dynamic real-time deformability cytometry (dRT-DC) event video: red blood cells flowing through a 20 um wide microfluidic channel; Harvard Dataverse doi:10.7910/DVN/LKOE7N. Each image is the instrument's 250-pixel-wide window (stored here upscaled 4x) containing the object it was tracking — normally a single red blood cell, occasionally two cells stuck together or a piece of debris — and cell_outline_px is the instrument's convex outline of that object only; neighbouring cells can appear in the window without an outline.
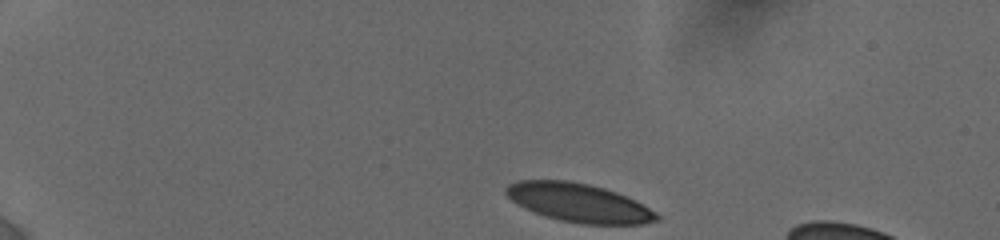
{"species": "human", "species_latin": "Homo sapiens", "temperature_condition": "cold", "stored_images_in_passage": 15, "camera_frame_rate_fps": 3000, "um_per_image_px": 0.085, "donor": {"sex": "female"}, "frame": {"image": 1, "passage_image": 1, "time_ms": 0.0, "image_size_px": [1000, 240], "cell_outline_px": [[660, 220], [644, 224], [584, 224], [560, 220], [544, 216], [524, 208], [512, 200], [504, 192], [504, 188], [508, 184], [516, 180], [568, 180], [588, 184], [604, 188], [628, 196], [636, 200], [656, 212], [660, 216]], "centroid_in_image_um": [49.21, 17.23], "position_along_channel_um": 35.8, "area_um2": 34.1}}